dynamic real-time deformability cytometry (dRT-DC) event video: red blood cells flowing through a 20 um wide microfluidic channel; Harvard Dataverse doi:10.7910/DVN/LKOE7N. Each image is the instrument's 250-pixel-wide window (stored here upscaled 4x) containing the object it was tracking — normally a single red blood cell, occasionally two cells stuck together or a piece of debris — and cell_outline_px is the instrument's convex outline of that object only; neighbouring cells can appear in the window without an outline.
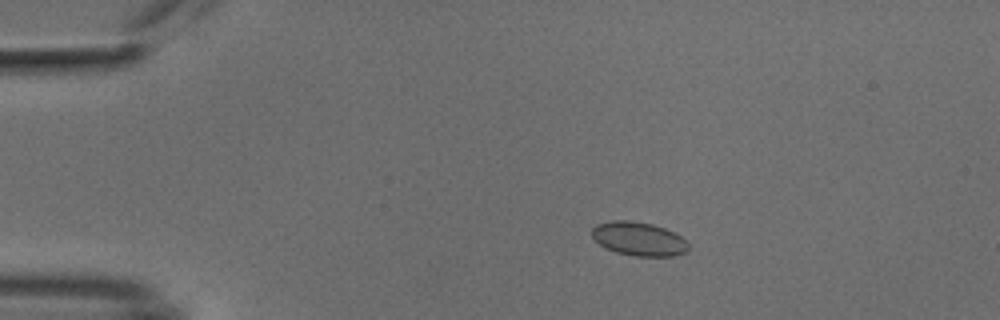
{"species": "common noctule bat (a hibernating species)", "species_latin": "Nyctalus noctula", "temperature_condition": "cold", "stored_images_in_passage": 54, "camera_frame_rate_fps": 3000, "um_per_image_px": 0.085, "animal": {"sex": "male", "body_mass_g": 18.8}, "frame": {"image": 1, "passage_image": 11, "time_ms": 3.333, "image_size_px": [1000, 320], "cell_outline_px": [[688, 252], [676, 256], [636, 256], [616, 252], [604, 248], [592, 236], [592, 228], [596, 224], [612, 220], [632, 220], [652, 224], [664, 228], [680, 236], [688, 244]], "centroid_in_image_um": [54.28, 20.3], "position_along_channel_um": 30.7, "area_um2": 19.02}}
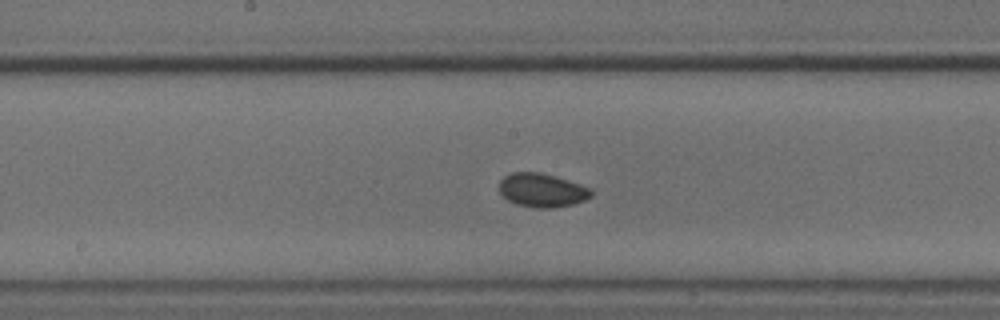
{"frame": {"image": 2, "passage_image": 29, "time_ms": 9.333, "image_size_px": [1000, 320], "cell_outline_px": [[592, 196], [584, 200], [572, 204], [552, 208], [536, 208], [516, 204], [508, 200], [500, 192], [500, 180], [504, 176], [512, 172], [540, 172], [556, 176], [592, 188]], "centroid_in_image_um": [46.08, 16.16], "position_along_channel_um": 202.1, "area_um2": 18.09}}
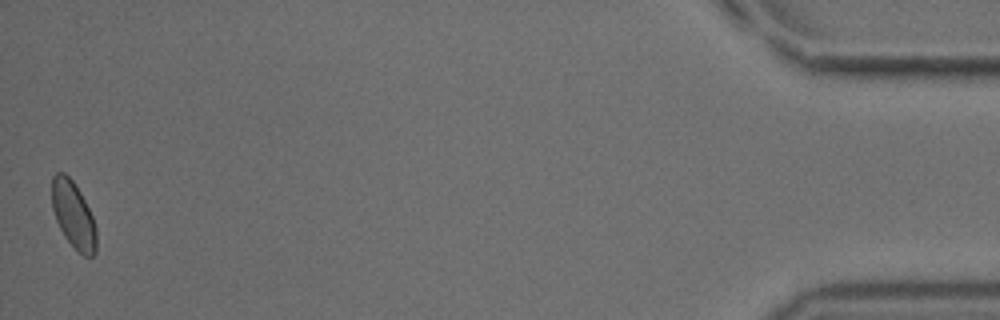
{"frame": {"image": 3, "passage_image": 54, "time_ms": 17.667, "image_size_px": [1000, 320], "cell_outline_px": [[96, 252], [92, 256], [84, 256], [64, 236], [56, 220], [52, 208], [52, 176], [56, 172], [64, 172], [72, 180], [80, 192], [92, 216], [96, 228]], "centroid_in_image_um": [6.23, 18.24], "position_along_channel_um": 429.0, "area_um2": 17.05}, "authors_computed_cell_mechanics": {"area_um2": 17.9758, "velocity_mm_per_s": 3.7769, "shape_relaxation_time_tau1_ms": null, "shape_relaxation_time_tau2_ms": 3.0202, "deformation_change_tau1": null, "deformation_change_tau2": 0.0494}}